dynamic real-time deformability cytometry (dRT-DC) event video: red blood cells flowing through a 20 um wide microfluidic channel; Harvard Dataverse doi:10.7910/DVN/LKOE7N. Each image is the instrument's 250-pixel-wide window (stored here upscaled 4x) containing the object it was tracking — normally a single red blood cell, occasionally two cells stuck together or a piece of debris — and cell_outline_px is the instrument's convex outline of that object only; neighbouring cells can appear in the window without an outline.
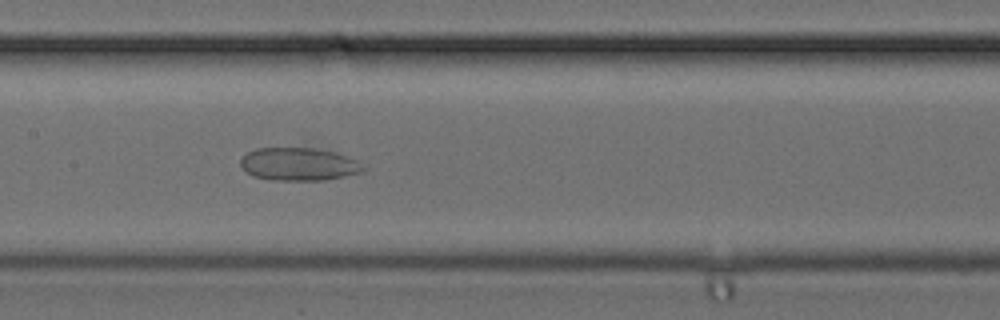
{"species": "common noctule bat (a hibernating species)", "species_latin": "Nyctalus noctula", "temperature_condition": "cold", "stored_images_in_passage": 35, "camera_frame_rate_fps": 3000, "um_per_image_px": 0.085, "animal": {"sex": "female", "body_mass_g": 24.6, "forearm_length_mm": 56.2}, "frame": {"image": 1, "passage_image": 17, "time_ms": 5.333, "image_size_px": [1000, 320], "cell_outline_px": [[368, 168], [364, 172], [324, 180], [272, 180], [252, 176], [240, 164], [240, 156], [256, 148], [312, 148], [336, 152], [360, 160]], "centroid_in_image_um": [25.45, 13.95], "position_along_channel_um": 181.9, "area_um2": 23.87}}
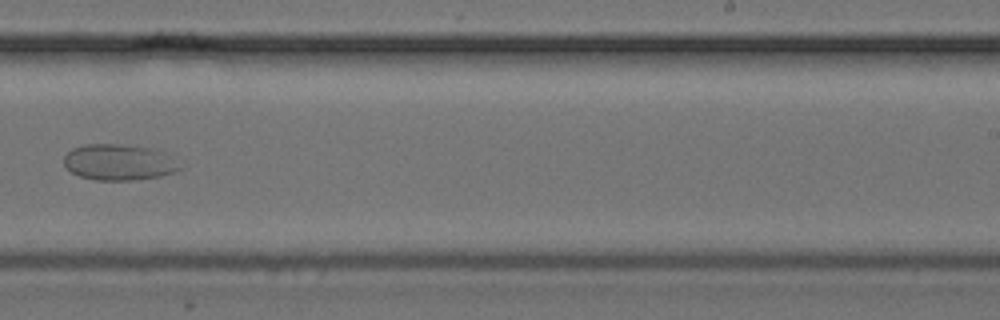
{"frame": {"image": 2, "passage_image": 22, "time_ms": 7.0, "image_size_px": [1000, 320], "cell_outline_px": [[184, 168], [160, 176], [132, 180], [96, 180], [80, 176], [72, 172], [64, 164], [64, 156], [72, 148], [84, 144], [120, 144], [152, 148], [164, 152]], "centroid_in_image_um": [10.1, 13.78], "position_along_channel_um": 278.9, "area_um2": 24.22}}
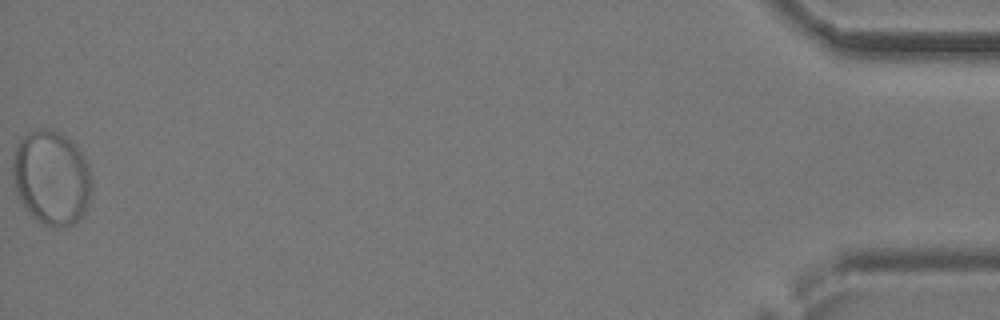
{"frame": {"image": 3, "passage_image": 35, "time_ms": 11.333, "image_size_px": [1000, 320], "cell_outline_px": [[92, 188], [88, 204], [84, 212], [72, 224], [64, 228], [56, 228], [44, 224], [36, 220], [24, 208], [16, 192], [12, 176], [12, 156], [16, 144], [28, 132], [36, 128], [48, 128], [64, 136], [80, 152], [88, 164], [92, 176]], "centroid_in_image_um": [4.35, 15.12], "position_along_channel_um": 430.9, "area_um2": 43.81}}